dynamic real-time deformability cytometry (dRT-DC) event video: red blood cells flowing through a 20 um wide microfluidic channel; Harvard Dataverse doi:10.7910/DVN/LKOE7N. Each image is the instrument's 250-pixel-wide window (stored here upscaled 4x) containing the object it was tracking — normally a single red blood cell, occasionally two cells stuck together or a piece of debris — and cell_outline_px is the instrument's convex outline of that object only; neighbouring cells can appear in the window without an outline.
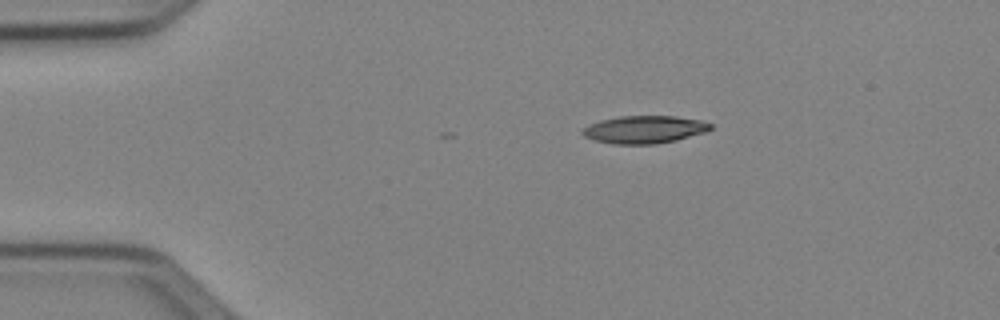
{"species": "Egyptian fruit bat (a non-hibernating species)", "species_latin": "Rousettus aegyptiacus", "temperature_condition": "cold", "stored_images_in_passage": 6, "camera_frame_rate_fps": 3000, "um_per_image_px": 0.085, "animal": {"sex": "female"}, "frame": {"image": 1, "passage_image": 1, "time_ms": 0.0, "image_size_px": [1000, 320], "cell_outline_px": [[712, 128], [704, 132], [676, 140], [656, 144], [612, 144], [592, 140], [584, 136], [580, 132], [588, 124], [600, 120], [620, 116], [676, 116], [700, 120], [712, 124]], "centroid_in_image_um": [54.73, 11.01], "position_along_channel_um": 30.3, "area_um2": 20.69}}